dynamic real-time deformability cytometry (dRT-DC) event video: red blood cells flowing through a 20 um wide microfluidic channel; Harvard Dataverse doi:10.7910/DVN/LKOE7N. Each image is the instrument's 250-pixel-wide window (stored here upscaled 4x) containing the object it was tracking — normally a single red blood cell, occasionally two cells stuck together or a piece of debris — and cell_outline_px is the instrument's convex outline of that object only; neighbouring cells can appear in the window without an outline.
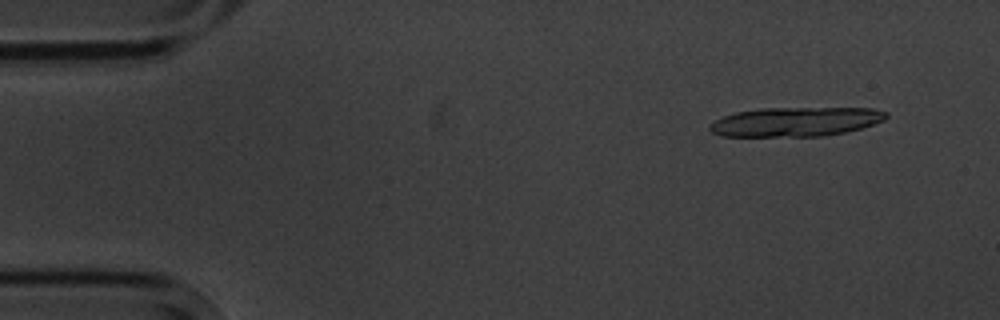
{"species": "common noctule bat (a hibernating species)", "species_latin": "Nyctalus noctula", "temperature_condition": "cold", "stored_images_in_passage": 6, "camera_frame_rate_fps": 3000, "um_per_image_px": 0.085, "animal": {"sex": "male", "body_mass_g": 20.1, "forearm_length_mm": 53.5}, "frame": {"image": 1, "passage_image": 2, "time_ms": 1.0, "image_size_px": [1000, 320], "cell_outline_px": [[888, 116], [884, 120], [860, 128], [844, 132], [824, 136], [720, 136], [712, 132], [708, 128], [716, 120], [724, 116], [736, 112], [764, 108], [872, 108], [888, 112]], "centroid_in_image_um": [67.65, 10.34], "position_along_channel_um": 17.4, "area_um2": 29.88}}